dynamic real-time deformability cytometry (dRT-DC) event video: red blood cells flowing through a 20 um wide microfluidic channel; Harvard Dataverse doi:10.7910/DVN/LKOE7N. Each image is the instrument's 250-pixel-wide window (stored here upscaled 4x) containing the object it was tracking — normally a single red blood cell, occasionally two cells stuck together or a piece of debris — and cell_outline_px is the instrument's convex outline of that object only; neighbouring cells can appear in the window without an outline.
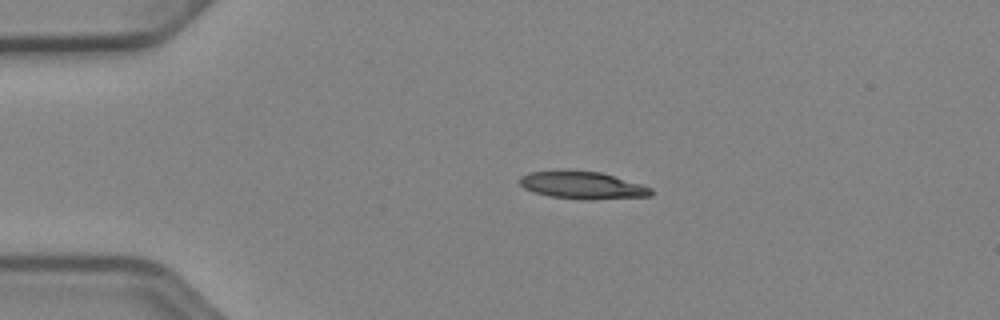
{"species": "Egyptian fruit bat (a non-hibernating species)", "species_latin": "Rousettus aegyptiacus", "temperature_condition": "cold", "stored_images_in_passage": 41, "camera_frame_rate_fps": 3000, "um_per_image_px": 0.085, "animal": {"sex": "female"}, "frame": {"image": 1, "passage_image": 1, "time_ms": 0.0, "image_size_px": [1000, 320], "cell_outline_px": [[652, 196], [588, 200], [584, 200], [548, 196], [532, 192], [524, 188], [520, 184], [520, 176], [528, 172], [600, 172], [640, 184], [652, 188]], "centroid_in_image_um": [49.51, 15.78], "position_along_channel_um": 35.5, "area_um2": 20.52}}
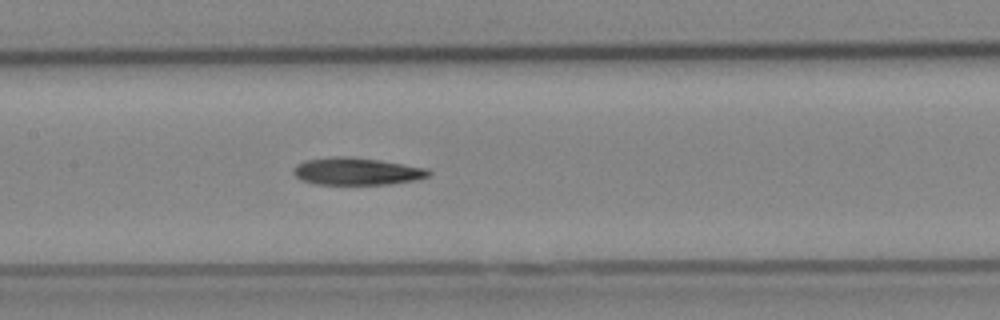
{"frame": {"image": 2, "passage_image": 15, "time_ms": 4.667, "image_size_px": [1000, 320], "cell_outline_px": [[432, 172], [428, 176], [416, 180], [388, 184], [316, 184], [300, 180], [292, 172], [292, 168], [296, 164], [304, 160], [332, 156], [348, 156], [380, 160], [428, 168]], "centroid_in_image_um": [30.29, 14.55], "position_along_channel_um": 177.1, "area_um2": 21.73}}
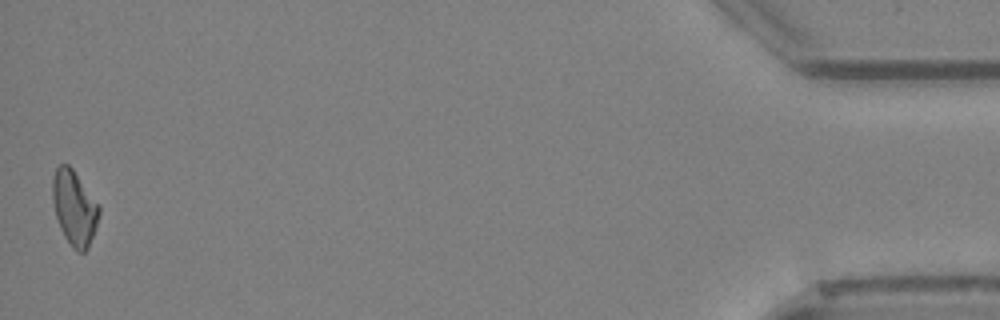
{"frame": {"image": 3, "passage_image": 41, "time_ms": 13.333, "image_size_px": [1000, 320], "cell_outline_px": [[100, 212], [88, 248], [84, 252], [76, 252], [72, 248], [64, 236], [60, 228], [56, 216], [52, 200], [52, 176], [56, 168], [60, 164], [68, 164], [72, 168], [100, 204]], "centroid_in_image_um": [6.31, 17.65], "position_along_channel_um": 428.9, "area_um2": 20.4}, "authors_computed_cell_mechanics": {"area_um2": 21.0392, "velocity_mm_per_s": 3.953, "shape_relaxation_time_tau1_ms": 7.3883, "shape_relaxation_time_tau2_ms": null, "deformation_change_tau1": 0.1627, "deformation_change_tau2": null}}